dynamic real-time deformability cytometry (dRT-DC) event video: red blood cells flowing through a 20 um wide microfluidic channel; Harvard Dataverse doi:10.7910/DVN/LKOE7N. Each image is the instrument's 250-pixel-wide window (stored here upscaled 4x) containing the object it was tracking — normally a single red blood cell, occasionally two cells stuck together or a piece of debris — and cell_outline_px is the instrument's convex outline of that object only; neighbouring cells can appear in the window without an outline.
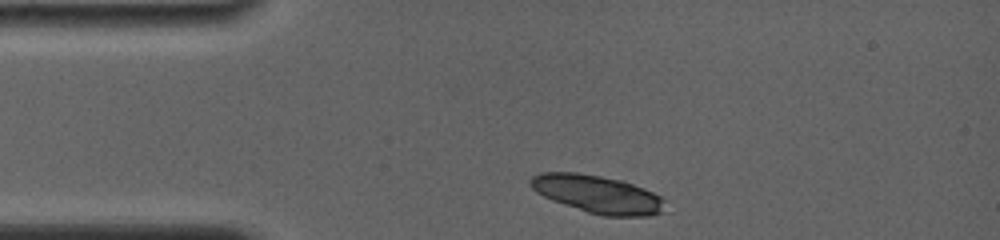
{"species": "common noctule bat (a hibernating species)", "species_latin": "Nyctalus noctula", "temperature_condition": "room temperature", "stored_images_in_passage": 2, "camera_frame_rate_fps": 4000, "um_per_image_px": 0.085, "animal": {"sex": "female", "body_mass_g": 19.0, "forearm_length_mm": 56.7}, "frame": {"image": 1, "passage_image": 1, "time_ms": 0.0, "image_size_px": [1000, 240], "cell_outline_px": [[664, 212], [648, 216], [604, 216], [588, 212], [552, 200], [536, 192], [528, 184], [528, 180], [532, 176], [540, 172], [576, 172], [624, 180], [644, 188], [660, 196], [664, 200]], "centroid_in_image_um": [50.78, 16.49], "position_along_channel_um": 34.2, "area_um2": 29.77}}